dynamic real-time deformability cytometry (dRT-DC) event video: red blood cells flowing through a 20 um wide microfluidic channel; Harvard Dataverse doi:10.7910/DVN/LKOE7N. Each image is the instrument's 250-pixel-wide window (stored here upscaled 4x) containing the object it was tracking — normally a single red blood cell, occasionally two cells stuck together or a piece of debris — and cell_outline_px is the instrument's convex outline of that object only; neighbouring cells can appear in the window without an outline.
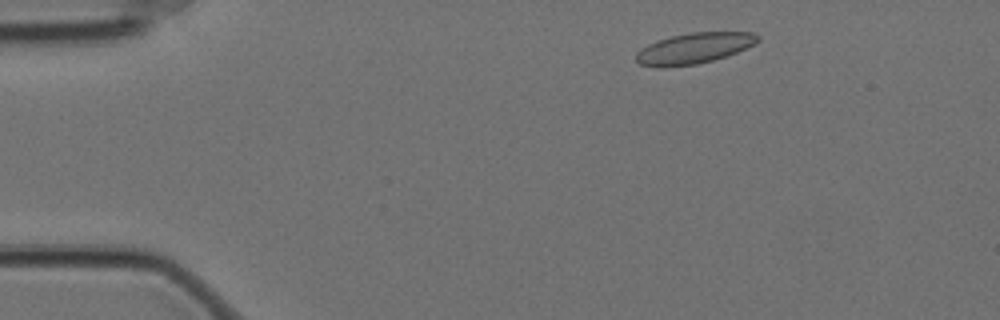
{"species": "Egyptian fruit bat (a non-hibernating species)", "species_latin": "Rousettus aegyptiacus", "temperature_condition": "cold", "stored_images_in_passage": 53, "camera_frame_rate_fps": 3000, "um_per_image_px": 0.085, "animal": {"sex": "female"}, "frame": {"image": 1, "passage_image": 4, "time_ms": 1.0, "image_size_px": [1000, 320], "cell_outline_px": [[760, 40], [736, 52], [712, 60], [696, 64], [664, 68], [660, 68], [640, 64], [636, 60], [636, 52], [640, 48], [656, 40], [672, 36], [692, 32], [752, 32], [760, 36]], "centroid_in_image_um": [58.94, 4.1], "position_along_channel_um": 26.1, "area_um2": 21.73}}
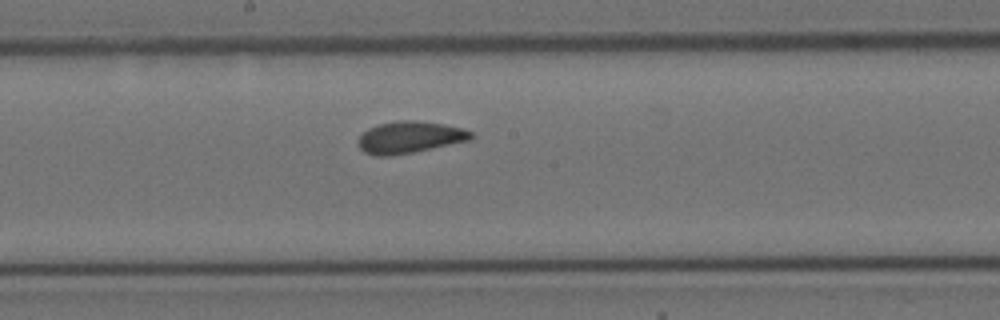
{"frame": {"image": 2, "passage_image": 26, "time_ms": 8.333, "image_size_px": [1000, 320], "cell_outline_px": [[476, 136], [468, 140], [412, 152], [388, 156], [376, 156], [364, 152], [360, 148], [360, 136], [368, 128], [380, 124], [400, 120], [416, 120], [444, 124], [460, 128], [472, 132]], "centroid_in_image_um": [34.82, 11.66], "position_along_channel_um": 213.4, "area_um2": 20.52}}
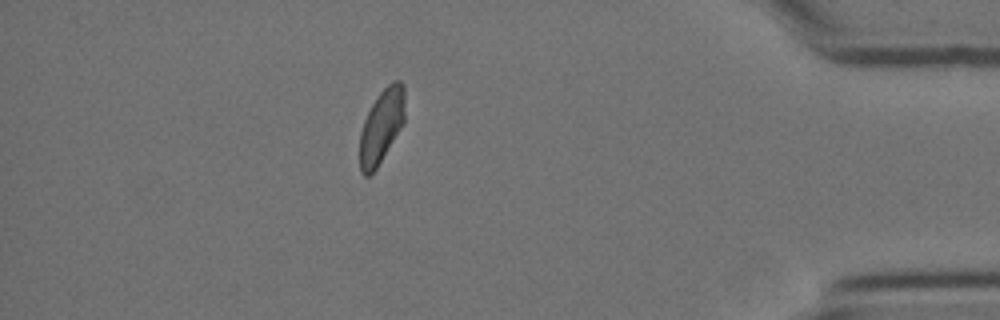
{"frame": {"image": 3, "passage_image": 46, "time_ms": 15.0, "image_size_px": [1000, 320], "cell_outline_px": [[404, 124], [376, 168], [368, 176], [364, 176], [360, 172], [360, 132], [364, 120], [372, 104], [380, 92], [392, 80], [400, 80], [404, 84]], "centroid_in_image_um": [32.43, 10.71], "position_along_channel_um": 402.8, "area_um2": 19.36}, "authors_computed_cell_mechanics": {"area_um2": 20.6924, "velocity_mm_per_s": 3.4779, "shape_relaxation_time_tau1_ms": 8.3009, "shape_relaxation_time_tau2_ms": 1.2182, "deformation_change_tau1": 0.1332, "deformation_change_tau2": 0.0838}}